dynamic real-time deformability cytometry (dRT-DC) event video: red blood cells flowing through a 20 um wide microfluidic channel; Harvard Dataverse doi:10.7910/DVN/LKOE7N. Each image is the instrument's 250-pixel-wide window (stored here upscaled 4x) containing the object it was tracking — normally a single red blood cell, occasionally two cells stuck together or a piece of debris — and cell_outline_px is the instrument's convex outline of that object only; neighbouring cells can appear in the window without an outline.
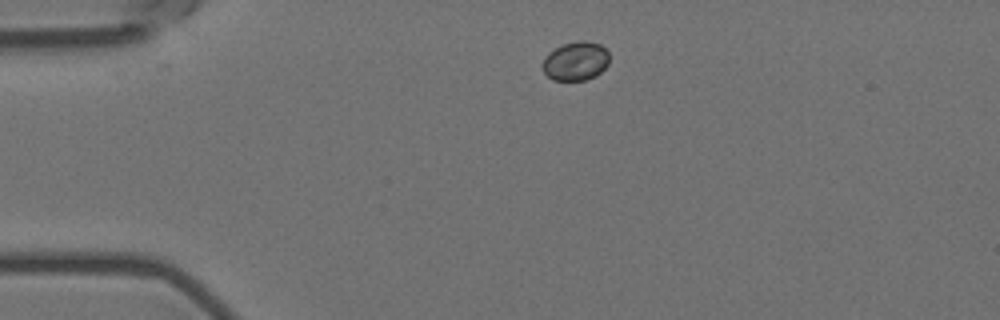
{"species": "Egyptian fruit bat (a non-hibernating species)", "species_latin": "Rousettus aegyptiacus", "temperature_condition": "room temperature", "stored_images_in_passage": 2, "camera_frame_rate_fps": 3000, "um_per_image_px": 0.085, "animal": {"sex": "female"}, "frame": {"image": 1, "passage_image": 1, "time_ms": 0.0, "image_size_px": [1000, 320], "cell_outline_px": [[608, 64], [596, 76], [584, 80], [552, 80], [544, 72], [540, 64], [548, 52], [564, 44], [576, 40], [588, 40], [600, 44], [608, 52]], "centroid_in_image_um": [48.91, 5.18], "position_along_channel_um": 36.1, "area_um2": 15.26}}